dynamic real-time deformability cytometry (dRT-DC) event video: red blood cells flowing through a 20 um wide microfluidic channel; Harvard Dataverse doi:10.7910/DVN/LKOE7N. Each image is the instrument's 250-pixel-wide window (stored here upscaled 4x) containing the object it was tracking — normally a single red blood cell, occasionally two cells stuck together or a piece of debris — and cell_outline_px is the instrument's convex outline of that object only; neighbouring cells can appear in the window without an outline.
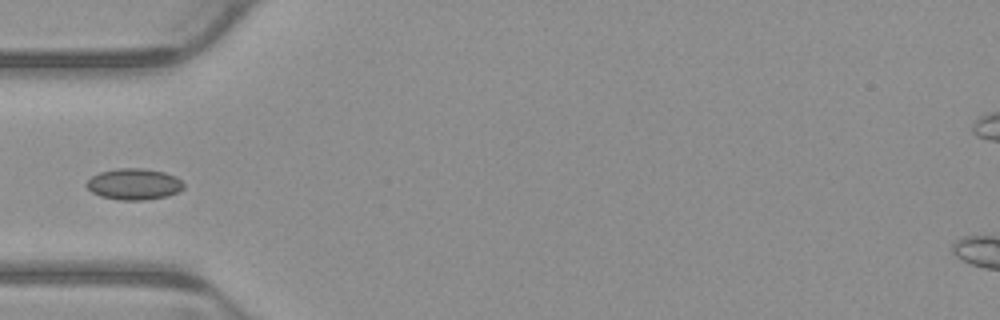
{"species": "common noctule bat (a hibernating species)", "species_latin": "Nyctalus noctula", "temperature_condition": "warm", "stored_images_in_passage": 5, "camera_frame_rate_fps": 3000, "um_per_image_px": 0.085, "animal": {"sex": "male", "body_mass_g": 23.1, "forearm_length_mm": 52.7}, "frame": {"image": 1, "passage_image": 5, "time_ms": 1.333, "image_size_px": [1000, 320], "cell_outline_px": [[184, 188], [168, 196], [144, 200], [120, 200], [100, 196], [92, 192], [84, 184], [92, 176], [100, 172], [116, 168], [144, 168], [164, 172], [176, 176], [184, 184]], "centroid_in_image_um": [11.38, 15.64], "position_along_channel_um": 73.6, "area_um2": 17.74}}